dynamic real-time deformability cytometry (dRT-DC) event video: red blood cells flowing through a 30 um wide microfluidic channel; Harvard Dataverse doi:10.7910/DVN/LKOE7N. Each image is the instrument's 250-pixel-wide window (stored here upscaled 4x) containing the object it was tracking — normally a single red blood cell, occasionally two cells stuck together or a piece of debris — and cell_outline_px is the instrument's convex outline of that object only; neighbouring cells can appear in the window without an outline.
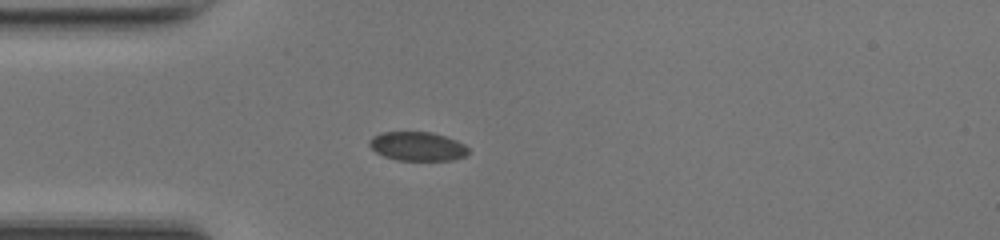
{"species": "common noctule bat (a hibernating species)", "species_latin": "Nyctalus noctula", "temperature_condition": "room temperature", "stored_images_in_passage": 37, "camera_frame_rate_fps": 3000, "um_per_image_px": 0.085, "animal": {"sex": "female", "body_mass_g": 17.0, "forearm_length_mm": 48.0}, "frame": {"image": 1, "passage_image": 1, "time_ms": 0.0, "image_size_px": [1000, 240], "cell_outline_px": [[468, 152], [464, 156], [452, 160], [396, 160], [384, 156], [376, 152], [368, 144], [368, 140], [372, 136], [384, 132], [432, 132], [456, 140], [464, 144], [468, 148]], "centroid_in_image_um": [35.46, 12.43], "position_along_channel_um": 49.5, "area_um2": 16.65}}
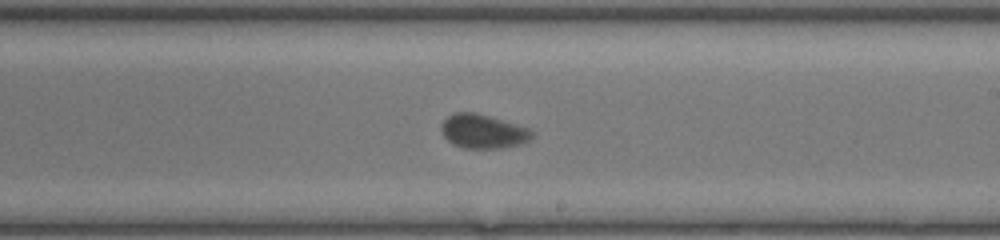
{"frame": {"image": 2, "passage_image": 16, "time_ms": 5.0, "image_size_px": [1000, 240], "cell_outline_px": [[532, 136], [528, 140], [520, 144], [504, 148], [464, 148], [452, 144], [444, 136], [440, 128], [444, 120], [448, 116], [456, 112], [472, 112], [488, 116], [532, 128]], "centroid_in_image_um": [41.06, 11.17], "position_along_channel_um": 247.9, "area_um2": 17.92}}
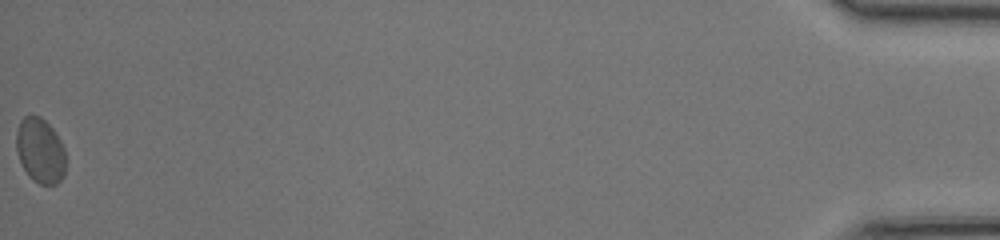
{"frame": {"image": 3, "passage_image": 37, "time_ms": 12.0, "image_size_px": [1000, 240], "cell_outline_px": [[64, 176], [56, 184], [40, 184], [32, 180], [28, 176], [20, 160], [16, 148], [16, 132], [20, 120], [24, 116], [40, 116], [52, 128], [60, 140], [64, 148]], "centroid_in_image_um": [3.4, 12.8], "position_along_channel_um": 431.8, "area_um2": 18.55}, "authors_computed_cell_mechanics": {"area_um2": 17.8602, "velocity_mm_per_s": 4.1806, "shape_relaxation_time_tau1_ms": 2.506, "shape_relaxation_time_tau2_ms": null, "deformation_change_tau1": 0.0737, "deformation_change_tau2": null}}